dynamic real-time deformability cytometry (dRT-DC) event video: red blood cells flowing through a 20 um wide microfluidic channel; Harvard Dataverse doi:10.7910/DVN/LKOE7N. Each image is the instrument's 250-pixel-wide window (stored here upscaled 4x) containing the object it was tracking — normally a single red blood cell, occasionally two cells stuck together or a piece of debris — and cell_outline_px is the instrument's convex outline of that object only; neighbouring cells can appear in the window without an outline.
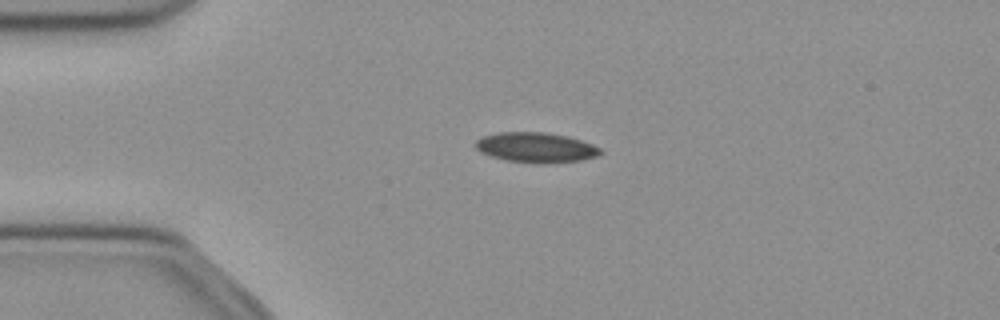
{"species": "common noctule bat (a hibernating species)", "species_latin": "Nyctalus noctula", "temperature_condition": "cold", "stored_images_in_passage": 40, "camera_frame_rate_fps": 3000, "um_per_image_px": 0.085, "animal": {"sex": "female", "body_mass_g": 21.9}, "frame": {"image": 1, "passage_image": 1, "time_ms": 0.0, "image_size_px": [1000, 320], "cell_outline_px": [[604, 152], [596, 156], [580, 160], [504, 160], [480, 152], [472, 144], [476, 140], [484, 136], [500, 132], [544, 132], [568, 136], [592, 144], [600, 148]], "centroid_in_image_um": [45.51, 12.47], "position_along_channel_um": 39.5, "area_um2": 20.81}}
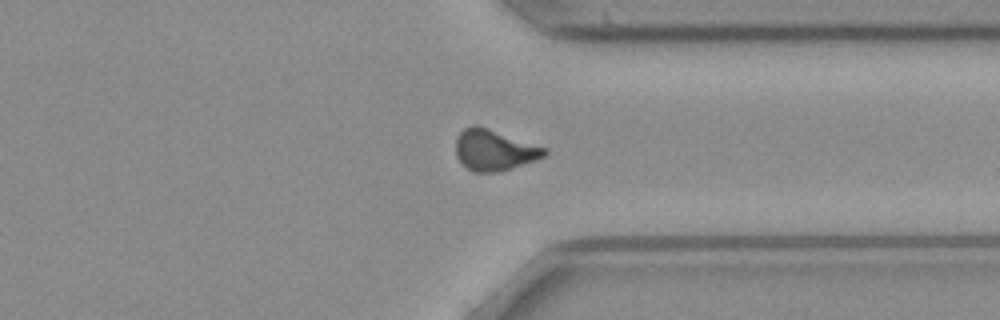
{"frame": {"image": 2, "passage_image": 28, "time_ms": 9.0, "image_size_px": [1000, 320], "cell_outline_px": [[548, 152], [544, 156], [536, 160], [500, 172], [472, 172], [456, 156], [456, 136], [464, 128], [472, 124], [476, 124], [548, 148]], "centroid_in_image_um": [42.01, 12.75], "position_along_channel_um": 369.4, "area_um2": 21.27}}
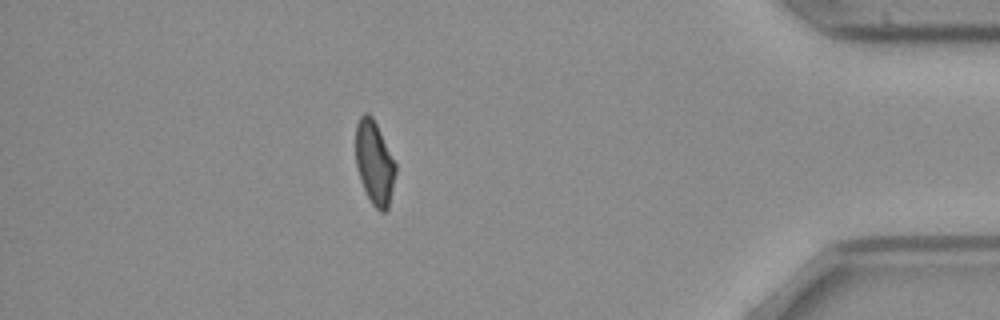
{"frame": {"image": 3, "passage_image": 34, "time_ms": 11.0, "image_size_px": [1000, 320], "cell_outline_px": [[396, 172], [388, 208], [384, 212], [380, 212], [372, 204], [360, 180], [356, 164], [356, 124], [360, 116], [364, 112], [368, 112], [372, 116], [396, 164]], "centroid_in_image_um": [31.82, 13.82], "position_along_channel_um": 403.4, "area_um2": 19.25}}